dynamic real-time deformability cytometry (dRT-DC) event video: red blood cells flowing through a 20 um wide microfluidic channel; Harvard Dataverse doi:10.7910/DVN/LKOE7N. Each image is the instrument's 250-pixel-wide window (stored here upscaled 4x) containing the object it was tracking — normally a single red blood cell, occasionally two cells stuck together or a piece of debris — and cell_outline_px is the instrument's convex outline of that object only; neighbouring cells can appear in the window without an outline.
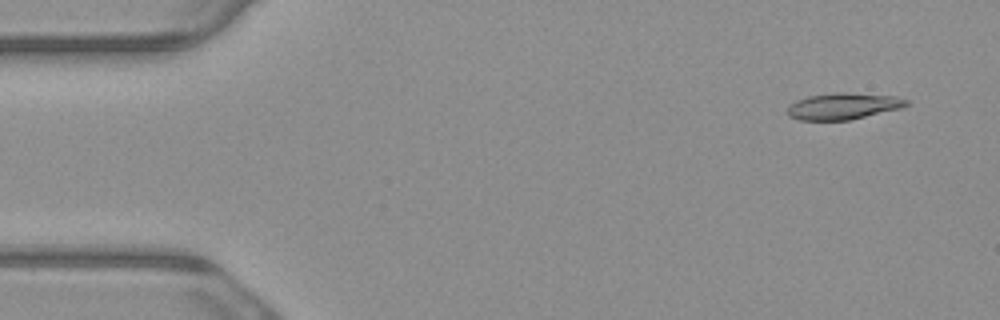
{"species": "common noctule bat (a hibernating species)", "species_latin": "Nyctalus noctula", "temperature_condition": "warm", "stored_images_in_passage": 5, "camera_frame_rate_fps": 3000, "um_per_image_px": 0.085, "animal": {"sex": "male", "body_mass_g": 23.1, "forearm_length_mm": 52.7}, "frame": {"image": 1, "passage_image": 1, "time_ms": 0.0, "image_size_px": [1000, 320], "cell_outline_px": [[908, 104], [900, 108], [848, 120], [800, 120], [788, 116], [788, 108], [796, 100], [808, 96], [836, 92], [848, 92], [896, 96], [908, 100]], "centroid_in_image_um": [71.67, 9.01], "position_along_channel_um": 13.3, "area_um2": 18.21}}
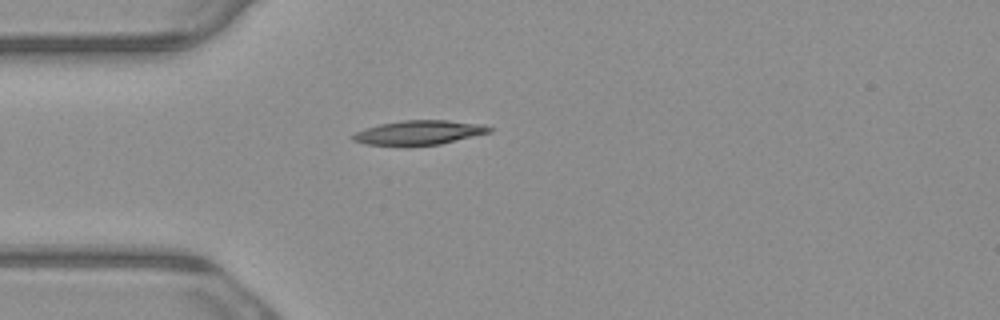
{"frame": {"image": 2, "passage_image": 4, "time_ms": 1.0, "image_size_px": [1000, 320], "cell_outline_px": [[492, 132], [440, 144], [408, 148], [404, 148], [364, 144], [352, 140], [352, 136], [356, 132], [364, 128], [380, 124], [404, 120], [448, 120], [484, 124], [492, 128]], "centroid_in_image_um": [35.59, 11.31], "position_along_channel_um": 49.4, "area_um2": 20.11}}